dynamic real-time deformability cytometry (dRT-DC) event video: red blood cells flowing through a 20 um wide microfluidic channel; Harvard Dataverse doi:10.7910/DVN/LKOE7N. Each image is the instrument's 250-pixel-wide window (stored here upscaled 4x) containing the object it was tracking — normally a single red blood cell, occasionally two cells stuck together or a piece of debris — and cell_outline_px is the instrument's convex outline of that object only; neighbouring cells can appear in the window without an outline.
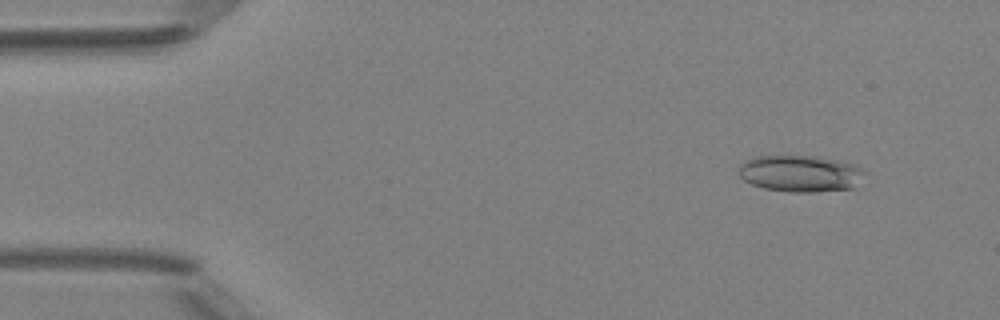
{"species": "Egyptian fruit bat (a non-hibernating species)", "species_latin": "Rousettus aegyptiacus", "temperature_condition": "room temperature", "stored_images_in_passage": 49, "camera_frame_rate_fps": 3000, "um_per_image_px": 0.085, "animal": {"sex": "female"}, "frame": {"image": 1, "passage_image": 5, "time_ms": 1.333, "image_size_px": [1000, 320], "cell_outline_px": [[868, 172], [852, 188], [816, 192], [792, 192], [764, 188], [752, 184], [744, 180], [740, 176], [740, 164], [744, 160], [756, 156], [812, 156], [836, 160], [860, 168]], "centroid_in_image_um": [68.0, 14.75], "position_along_channel_um": 17.0, "area_um2": 26.59}}
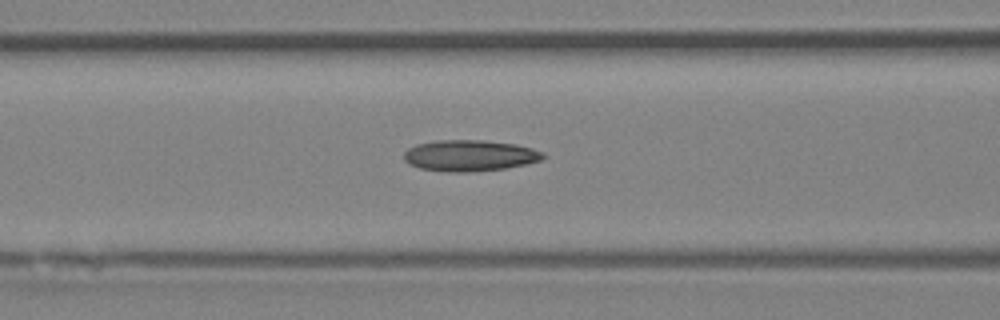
{"frame": {"image": 2, "passage_image": 20, "time_ms": 6.333, "image_size_px": [1000, 320], "cell_outline_px": [[544, 156], [540, 160], [524, 164], [504, 168], [468, 172], [448, 172], [420, 168], [408, 164], [404, 160], [404, 152], [408, 148], [416, 144], [436, 140], [484, 140], [516, 144], [532, 148], [544, 152]], "centroid_in_image_um": [39.89, 13.21], "position_along_channel_um": 126.7, "area_um2": 25.26}}
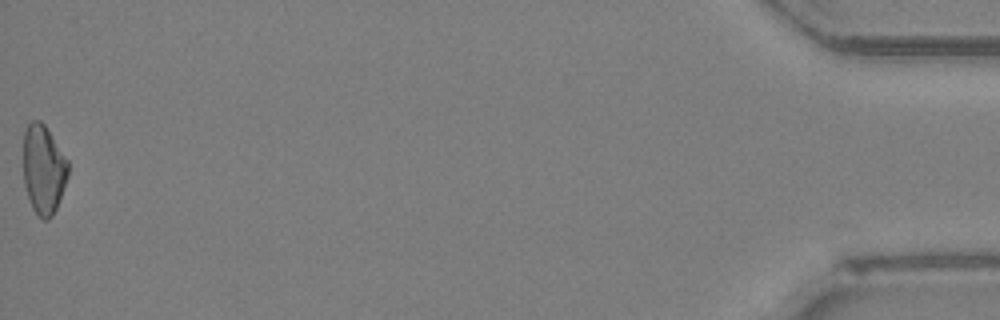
{"frame": {"image": 3, "passage_image": 49, "time_ms": 16.0, "image_size_px": [1000, 320], "cell_outline_px": [[68, 176], [56, 208], [52, 216], [48, 220], [44, 220], [36, 216], [32, 208], [24, 184], [24, 132], [28, 124], [32, 120], [40, 120], [44, 124], [68, 160]], "centroid_in_image_um": [3.69, 14.42], "position_along_channel_um": 431.5, "area_um2": 23.18}, "authors_computed_cell_mechanics": {"area_um2": 24.1026, "velocity_mm_per_s": 4.2219, "shape_relaxation_time_tau1_ms": 5.7618, "shape_relaxation_time_tau2_ms": 4.4846, "deformation_change_tau1": 0.151, "deformation_change_tau2": 0.1397}}